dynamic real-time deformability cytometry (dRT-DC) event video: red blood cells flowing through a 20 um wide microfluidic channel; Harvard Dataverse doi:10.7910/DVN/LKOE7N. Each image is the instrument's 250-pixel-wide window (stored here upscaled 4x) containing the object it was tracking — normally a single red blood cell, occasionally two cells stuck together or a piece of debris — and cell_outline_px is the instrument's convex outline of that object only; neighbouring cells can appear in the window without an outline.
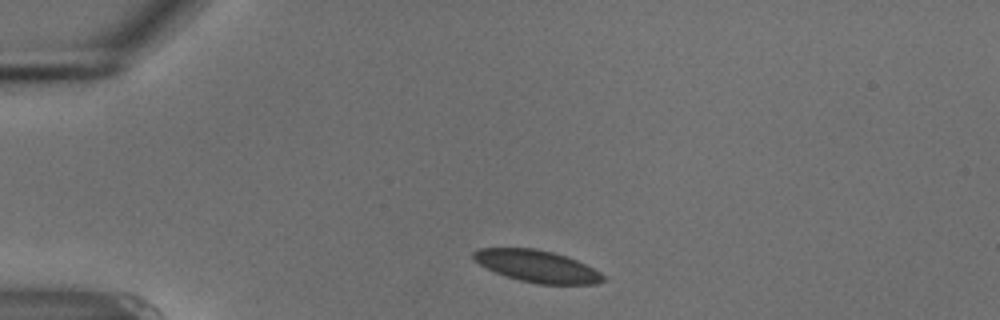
{"species": "common noctule bat (a hibernating species)", "species_latin": "Nyctalus noctula", "temperature_condition": "cold", "stored_images_in_passage": 16, "camera_frame_rate_fps": 3000, "um_per_image_px": 0.085, "animal": {"sex": "male", "body_mass_g": 18.8}, "frame": {"image": 1, "passage_image": 3, "time_ms": 0.667, "image_size_px": [1000, 320], "cell_outline_px": [[604, 280], [596, 284], [540, 284], [520, 280], [504, 276], [472, 260], [472, 252], [480, 248], [532, 248], [552, 252], [576, 260], [600, 272], [604, 276]], "centroid_in_image_um": [45.61, 22.63], "position_along_channel_um": 39.4, "area_um2": 23.87}}